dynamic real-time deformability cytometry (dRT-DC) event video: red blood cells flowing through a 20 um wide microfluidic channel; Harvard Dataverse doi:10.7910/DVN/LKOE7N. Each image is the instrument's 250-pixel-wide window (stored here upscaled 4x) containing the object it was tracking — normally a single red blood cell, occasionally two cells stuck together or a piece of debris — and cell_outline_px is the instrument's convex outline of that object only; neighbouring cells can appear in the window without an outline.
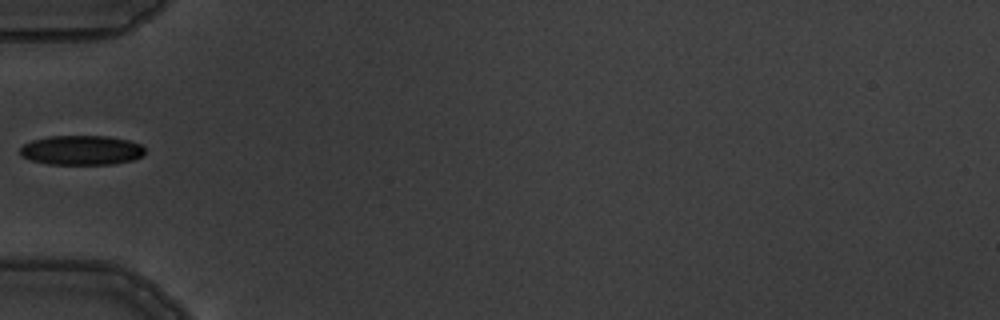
{"species": "common noctule bat (a hibernating species)", "species_latin": "Nyctalus noctula", "temperature_condition": "warm", "stored_images_in_passage": 3, "camera_frame_rate_fps": 3000, "um_per_image_px": 0.085, "animal": {"sex": "male", "body_mass_g": 19.5, "forearm_length_mm": 54.6}, "frame": {"image": 1, "passage_image": 1, "time_ms": 0.0, "image_size_px": [1000, 320], "cell_outline_px": [[144, 156], [132, 160], [116, 164], [48, 164], [32, 160], [20, 156], [20, 148], [24, 144], [32, 140], [48, 136], [108, 136], [128, 140], [140, 144], [144, 148]], "centroid_in_image_um": [6.93, 12.77], "position_along_channel_um": 78.1, "area_um2": 21.62}}